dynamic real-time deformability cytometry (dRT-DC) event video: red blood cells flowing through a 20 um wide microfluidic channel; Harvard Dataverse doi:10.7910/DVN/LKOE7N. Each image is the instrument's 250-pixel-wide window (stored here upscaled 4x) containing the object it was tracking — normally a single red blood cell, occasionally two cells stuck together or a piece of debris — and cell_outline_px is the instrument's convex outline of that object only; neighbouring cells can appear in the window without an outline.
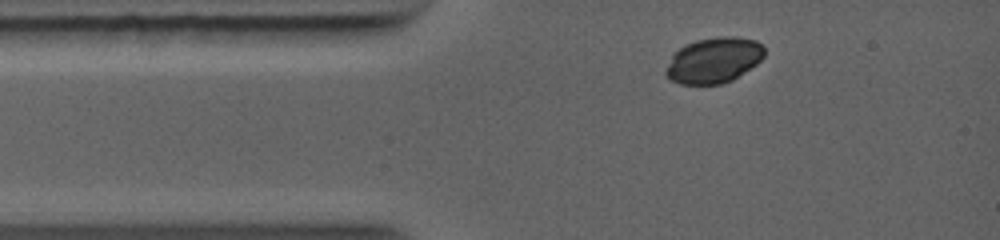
{"species": "common noctule bat (a hibernating species)", "species_latin": "Nyctalus noctula", "temperature_condition": "warm", "stored_images_in_passage": 20, "camera_frame_rate_fps": 5000, "um_per_image_px": 0.085, "animal": {"sex": "female", "body_mass_g": 19.0, "forearm_length_mm": 56.7}, "frame": {"image": 1, "passage_image": 1, "time_ms": 0.0, "image_size_px": [1000, 240], "cell_outline_px": [[764, 56], [756, 64], [732, 80], [720, 84], [680, 84], [672, 80], [664, 72], [672, 56], [684, 44], [696, 40], [716, 36], [736, 36], [756, 40], [764, 48]], "centroid_in_image_um": [60.68, 5.1], "position_along_channel_um": 24.3, "area_um2": 26.07}}
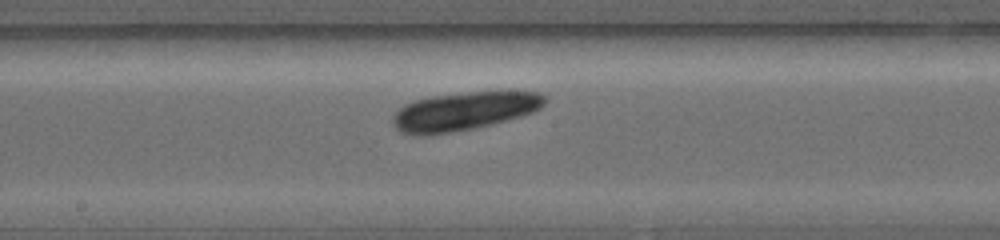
{"frame": {"image": 2, "passage_image": 10, "time_ms": 4.4, "image_size_px": [1000, 240], "cell_outline_px": [[548, 100], [540, 108], [532, 112], [520, 116], [492, 124], [472, 128], [428, 136], [412, 136], [400, 132], [392, 124], [392, 116], [404, 104], [416, 100], [432, 96], [472, 92], [540, 92]], "centroid_in_image_um": [39.38, 9.47], "position_along_channel_um": 208.8, "area_um2": 33.81}}
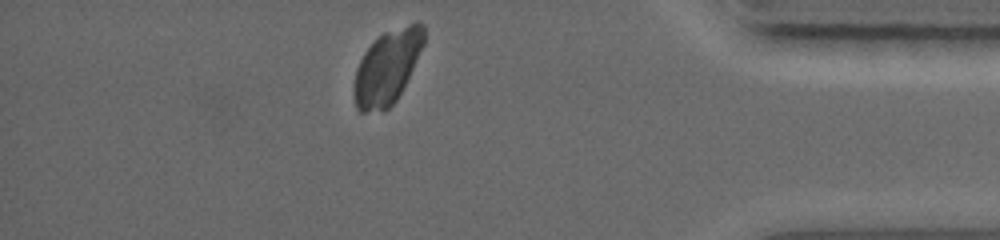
{"frame": {"image": 3, "passage_image": 20, "time_ms": 9.2, "image_size_px": [1000, 240], "cell_outline_px": [[424, 44], [396, 100], [384, 112], [360, 112], [356, 108], [352, 92], [356, 68], [364, 52], [384, 32], [416, 20], [424, 24]], "centroid_in_image_um": [32.89, 5.71], "position_along_channel_um": 402.3, "area_um2": 30.11}}